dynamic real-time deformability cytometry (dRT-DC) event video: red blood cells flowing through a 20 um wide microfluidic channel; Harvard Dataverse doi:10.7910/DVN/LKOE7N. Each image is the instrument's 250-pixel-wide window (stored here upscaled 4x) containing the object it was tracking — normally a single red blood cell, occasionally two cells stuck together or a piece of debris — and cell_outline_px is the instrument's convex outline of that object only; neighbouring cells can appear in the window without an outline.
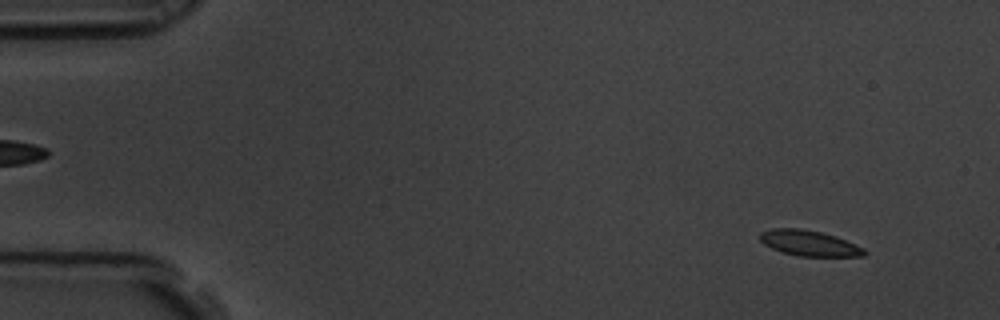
{"species": "common noctule bat (a hibernating species)", "species_latin": "Nyctalus noctula", "temperature_condition": "room temperature", "stored_images_in_passage": 59, "camera_frame_rate_fps": 3000, "um_per_image_px": 0.085, "animal": {"sex": "male", "body_mass_g": 19.5, "forearm_length_mm": 54.6}, "frame": {"image": 1, "passage_image": 5, "time_ms": 1.333, "image_size_px": [1000, 320], "cell_outline_px": [[868, 252], [864, 256], [800, 256], [784, 252], [772, 248], [764, 244], [760, 240], [760, 232], [772, 228], [800, 228], [820, 232], [836, 236], [864, 248]], "centroid_in_image_um": [68.79, 20.66], "position_along_channel_um": 16.2, "area_um2": 15.43}}
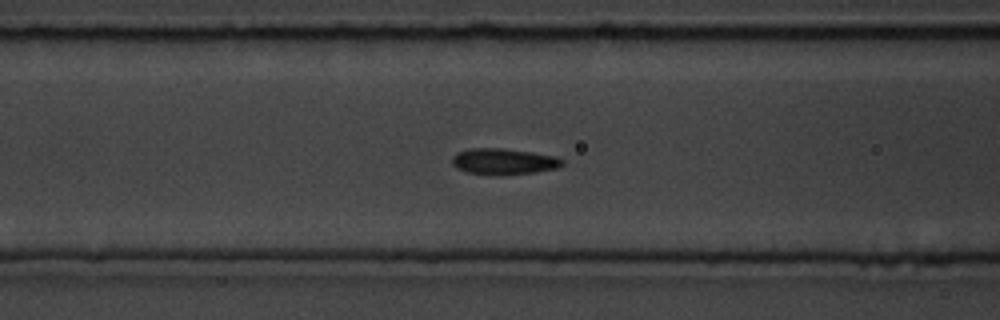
{"frame": {"image": 2, "passage_image": 24, "time_ms": 7.667, "image_size_px": [1000, 320], "cell_outline_px": [[564, 164], [556, 168], [536, 172], [500, 176], [468, 172], [456, 168], [452, 164], [452, 156], [456, 152], [468, 148], [504, 148], [532, 152], [556, 156], [564, 160]], "centroid_in_image_um": [42.8, 13.72], "position_along_channel_um": 123.8, "area_um2": 17.05}}
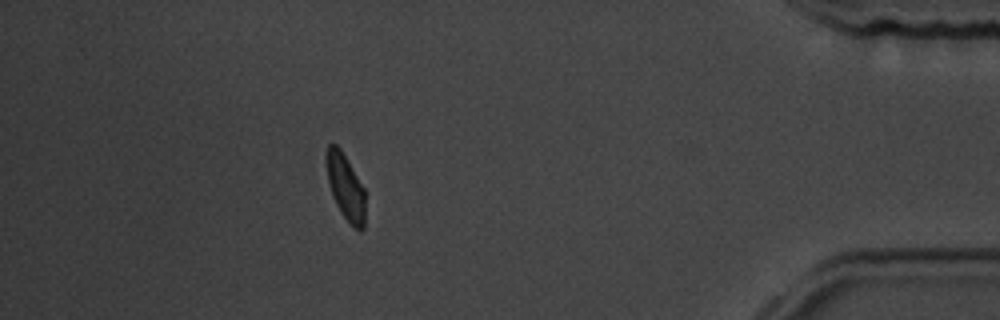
{"frame": {"image": 3, "passage_image": 53, "time_ms": 17.333, "image_size_px": [1000, 320], "cell_outline_px": [[364, 228], [360, 232], [352, 228], [348, 224], [340, 212], [332, 196], [328, 180], [324, 160], [324, 156], [328, 144], [336, 144], [340, 148], [364, 188]], "centroid_in_image_um": [29.34, 15.92], "position_along_channel_um": 405.9, "area_um2": 15.2}, "authors_computed_cell_mechanics": {"area_um2": 16.0106, "velocity_mm_per_s": 3.4257, "shape_relaxation_time_tau1_ms": 2.0477, "shape_relaxation_time_tau2_ms": 2.3891, "deformation_change_tau1": 0.0877, "deformation_change_tau2": 0.066}}